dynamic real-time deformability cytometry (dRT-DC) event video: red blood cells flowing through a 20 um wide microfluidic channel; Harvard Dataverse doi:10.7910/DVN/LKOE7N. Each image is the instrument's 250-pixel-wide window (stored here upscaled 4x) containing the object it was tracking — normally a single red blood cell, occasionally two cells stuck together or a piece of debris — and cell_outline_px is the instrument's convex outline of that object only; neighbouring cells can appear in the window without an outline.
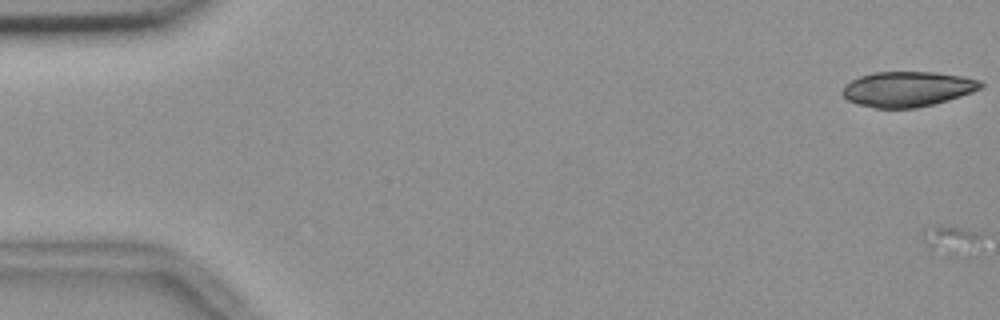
{"species": "common noctule bat (a hibernating species)", "species_latin": "Nyctalus noctula", "temperature_condition": "room temperature", "stored_images_in_passage": 2, "segment_of_instrument_passage": [1, 2], "camera_frame_rate_fps": 3000, "um_per_image_px": 0.085, "animal": {"sex": "female", "body_mass_g": 18.4}, "frame": {"image": 1, "passage_image": 1, "time_ms": 0.0, "image_size_px": [1000, 320], "cell_outline_px": [[984, 88], [948, 100], [916, 108], [876, 108], [856, 104], [848, 100], [840, 92], [844, 84], [860, 76], [876, 72], [936, 72], [964, 76], [980, 80], [984, 84]], "centroid_in_image_um": [77.14, 7.56], "position_along_channel_um": 7.9, "area_um2": 28.55}}